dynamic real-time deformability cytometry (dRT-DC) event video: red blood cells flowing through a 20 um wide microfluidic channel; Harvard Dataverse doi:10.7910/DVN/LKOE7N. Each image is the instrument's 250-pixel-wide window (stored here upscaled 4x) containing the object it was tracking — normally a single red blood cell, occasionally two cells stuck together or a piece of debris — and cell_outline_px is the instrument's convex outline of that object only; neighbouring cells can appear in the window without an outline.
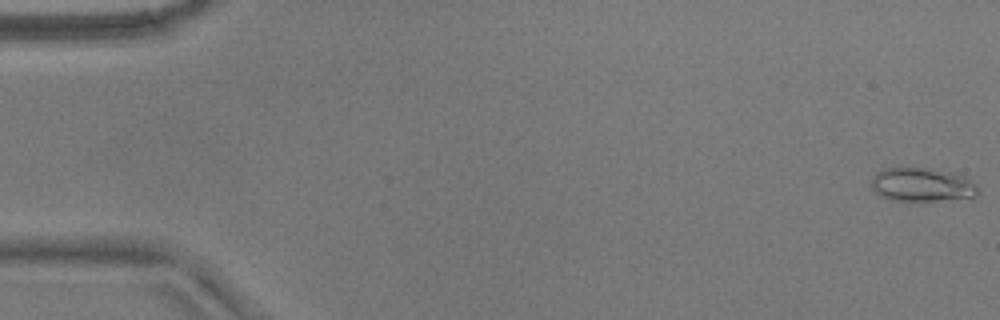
{"species": "common noctule bat (a hibernating species)", "species_latin": "Nyctalus noctula", "temperature_condition": "warm", "stored_images_in_passage": 55, "camera_frame_rate_fps": 3000, "um_per_image_px": 0.085, "animal": {"sex": "male", "body_mass_g": 17.9}, "frame": {"image": 1, "passage_image": 1, "time_ms": 0.0, "image_size_px": [1000, 320], "cell_outline_px": [[980, 192], [976, 196], [936, 200], [892, 200], [876, 192], [872, 188], [872, 176], [876, 172], [888, 168], [924, 168], [948, 172], [964, 176], [976, 184], [980, 188]], "centroid_in_image_um": [78.39, 15.69], "position_along_channel_um": 6.6, "area_um2": 20.52}}
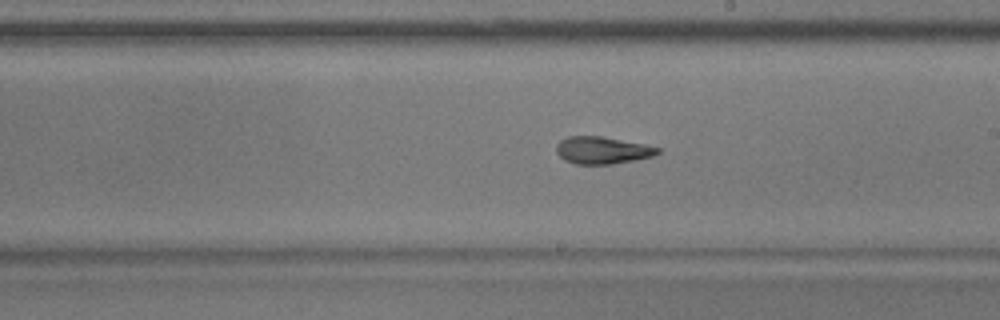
{"frame": {"image": 2, "passage_image": 31, "time_ms": 10.0, "image_size_px": [1000, 320], "cell_outline_px": [[660, 152], [652, 156], [636, 160], [612, 164], [576, 164], [564, 160], [556, 152], [556, 144], [560, 140], [568, 136], [600, 136], [644, 144], [660, 148]], "centroid_in_image_um": [51.17, 12.77], "position_along_channel_um": 237.8, "area_um2": 16.07}}
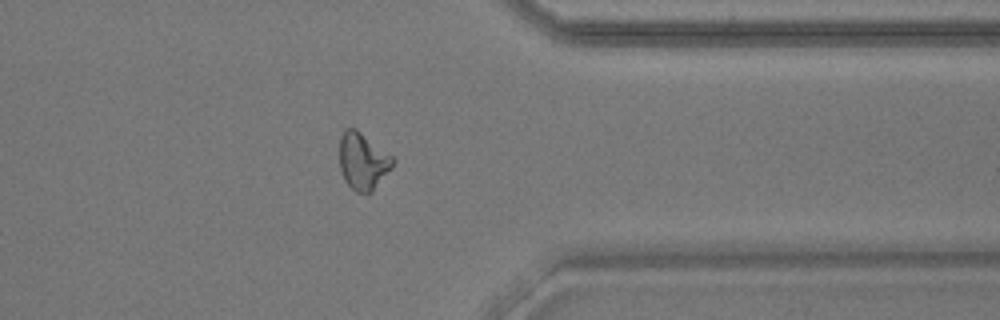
{"frame": {"image": 3, "passage_image": 43, "time_ms": 14.0, "image_size_px": [1000, 320], "cell_outline_px": [[396, 160], [392, 168], [372, 192], [356, 192], [344, 180], [340, 168], [340, 136], [344, 128], [356, 128], [392, 156]], "centroid_in_image_um": [30.85, 13.69], "position_along_channel_um": 380.6, "area_um2": 17.69}, "authors_computed_cell_mechanics": {"area_um2": 17.6868, "velocity_mm_per_s": 3.7852, "shape_relaxation_time_tau1_ms": null, "shape_relaxation_time_tau2_ms": 2.5796, "deformation_change_tau1": null, "deformation_change_tau2": 0.0977}}